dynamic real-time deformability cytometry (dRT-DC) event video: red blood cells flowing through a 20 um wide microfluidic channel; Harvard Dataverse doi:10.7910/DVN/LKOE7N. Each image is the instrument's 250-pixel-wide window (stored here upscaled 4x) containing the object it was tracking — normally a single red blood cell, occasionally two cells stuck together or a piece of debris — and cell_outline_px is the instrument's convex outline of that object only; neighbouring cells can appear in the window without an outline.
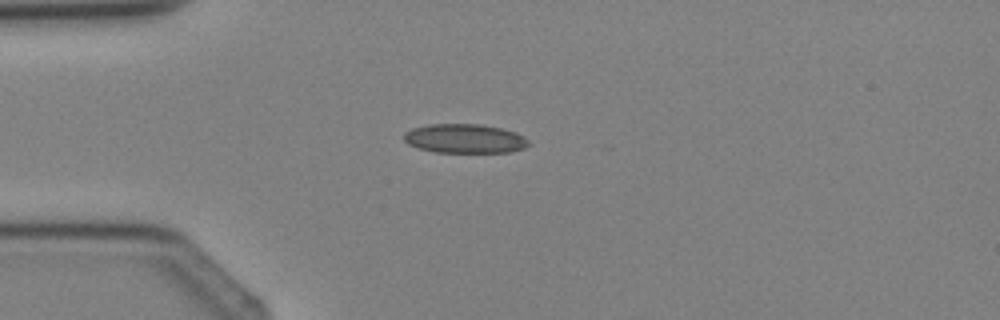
{"species": "Egyptian fruit bat (a non-hibernating species)", "species_latin": "Rousettus aegyptiacus", "temperature_condition": "cold", "stored_images_in_passage": 3, "camera_frame_rate_fps": 3000, "um_per_image_px": 0.085, "animal": {"sex": "female"}, "frame": {"image": 1, "passage_image": 3, "time_ms": 2.333, "image_size_px": [1000, 320], "cell_outline_px": [[532, 144], [524, 148], [512, 152], [436, 152], [416, 148], [408, 144], [404, 140], [404, 132], [412, 128], [428, 124], [480, 124], [500, 128], [516, 132], [524, 136]], "centroid_in_image_um": [39.51, 11.78], "position_along_channel_um": 45.5, "area_um2": 21.39}}